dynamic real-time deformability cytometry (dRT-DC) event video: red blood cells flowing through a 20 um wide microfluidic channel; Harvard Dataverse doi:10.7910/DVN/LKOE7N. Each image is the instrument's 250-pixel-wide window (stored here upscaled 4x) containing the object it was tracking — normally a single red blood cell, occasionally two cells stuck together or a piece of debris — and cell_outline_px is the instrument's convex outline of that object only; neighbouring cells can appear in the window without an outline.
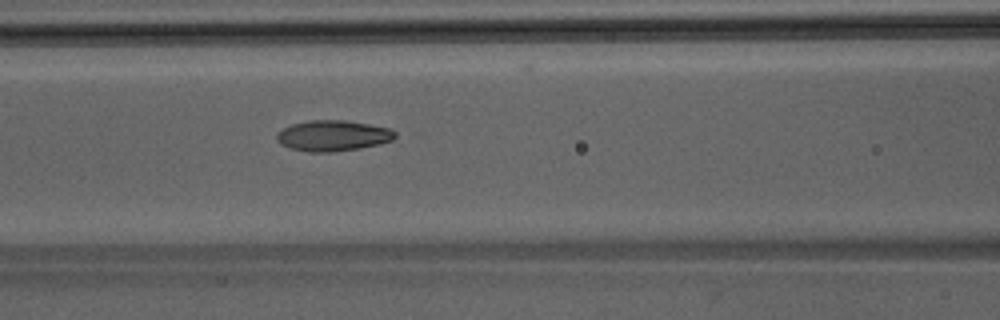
{"species": "Egyptian fruit bat (a non-hibernating species)", "species_latin": "Rousettus aegyptiacus", "temperature_condition": "room temperature", "stored_images_in_passage": 40, "camera_frame_rate_fps": 3000, "um_per_image_px": 0.085, "animal": {"sex": "male"}, "frame": {"image": 1, "passage_image": 13, "time_ms": 4.0, "image_size_px": [1000, 320], "cell_outline_px": [[396, 136], [392, 140], [380, 144], [360, 148], [332, 152], [308, 152], [292, 148], [280, 144], [276, 140], [276, 136], [284, 128], [292, 124], [308, 120], [344, 120], [392, 128], [396, 132]], "centroid_in_image_um": [28.32, 11.53], "position_along_channel_um": 138.3, "area_um2": 21.21}}
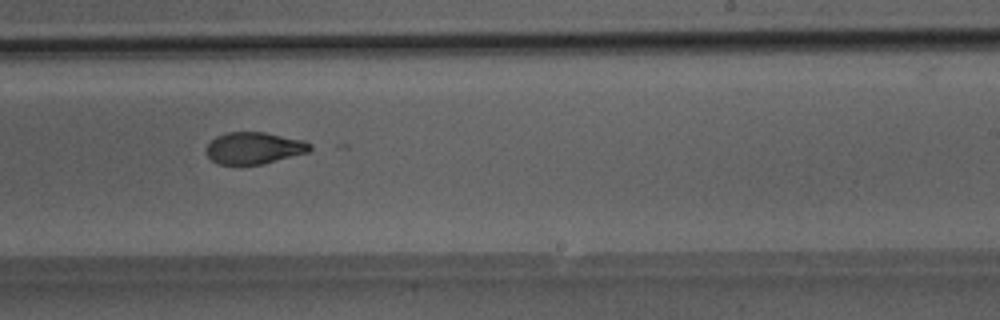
{"frame": {"image": 2, "passage_image": 22, "time_ms": 7.0, "image_size_px": [1000, 320], "cell_outline_px": [[312, 148], [308, 152], [264, 164], [240, 168], [216, 164], [208, 156], [204, 148], [216, 136], [228, 132], [264, 132], [304, 140], [312, 144]], "centroid_in_image_um": [21.55, 12.63], "position_along_channel_um": 267.5, "area_um2": 20.0}}
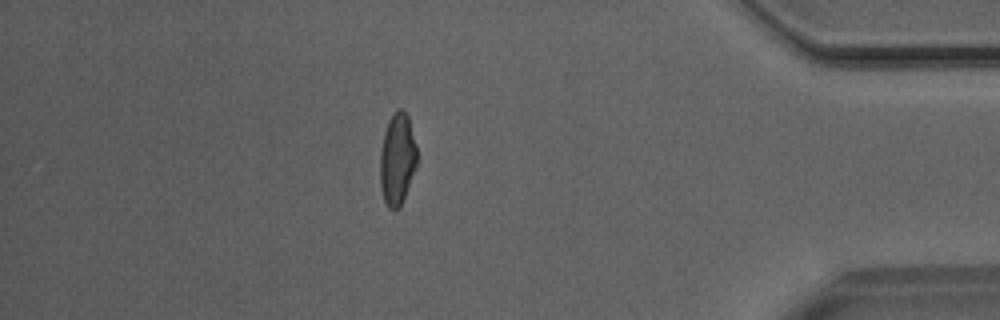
{"frame": {"image": 3, "passage_image": 34, "time_ms": 11.0, "image_size_px": [1000, 320], "cell_outline_px": [[416, 168], [400, 208], [388, 208], [384, 200], [380, 188], [380, 152], [384, 132], [388, 120], [396, 108], [400, 108], [408, 116], [416, 144]], "centroid_in_image_um": [33.76, 13.52], "position_along_channel_um": 401.4, "area_um2": 19.83}}